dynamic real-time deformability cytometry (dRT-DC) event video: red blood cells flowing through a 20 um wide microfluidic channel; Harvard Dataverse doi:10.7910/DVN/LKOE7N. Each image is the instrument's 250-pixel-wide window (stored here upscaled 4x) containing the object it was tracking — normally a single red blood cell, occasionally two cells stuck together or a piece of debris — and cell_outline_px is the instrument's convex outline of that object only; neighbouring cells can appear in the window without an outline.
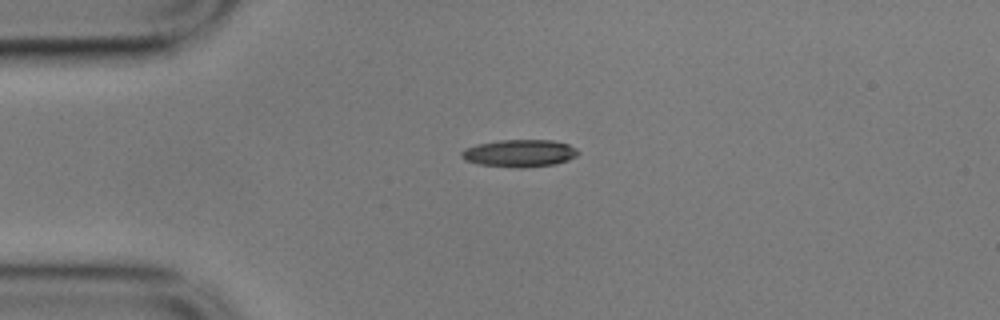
{"species": "common noctule bat (a hibernating species)", "species_latin": "Nyctalus noctula", "temperature_condition": "cold", "stored_images_in_passage": 21, "camera_frame_rate_fps": 3000, "um_per_image_px": 0.085, "animal": {"sex": "male", "body_mass_g": 17.9}, "frame": {"image": 1, "passage_image": 1, "time_ms": 0.0, "image_size_px": [1000, 320], "cell_outline_px": [[580, 152], [576, 156], [568, 160], [556, 164], [524, 168], [516, 168], [480, 164], [464, 160], [460, 156], [460, 152], [464, 148], [476, 144], [500, 140], [552, 140], [568, 144], [576, 148]], "centroid_in_image_um": [44.15, 13.03], "position_along_channel_um": 40.9, "area_um2": 18.79}}
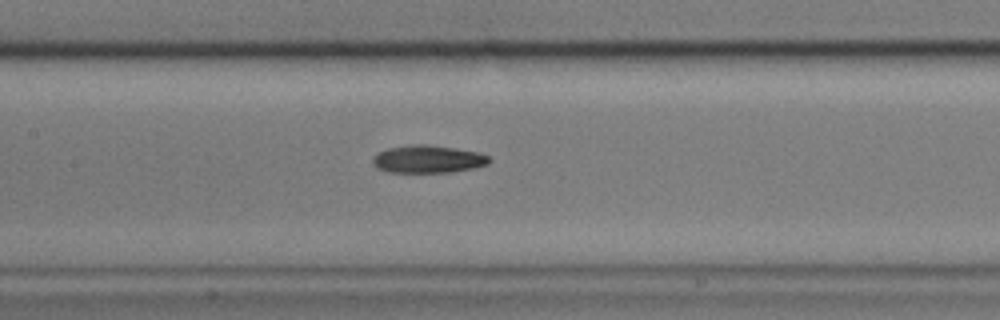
{"frame": {"image": 2, "passage_image": 14, "time_ms": 4.333, "image_size_px": [1000, 320], "cell_outline_px": [[492, 160], [488, 164], [476, 168], [452, 172], [388, 172], [376, 168], [372, 164], [372, 156], [376, 152], [388, 148], [408, 144], [428, 144], [456, 148], [480, 152], [488, 156]], "centroid_in_image_um": [36.36, 13.52], "position_along_channel_um": 171.0, "area_um2": 19.25}}
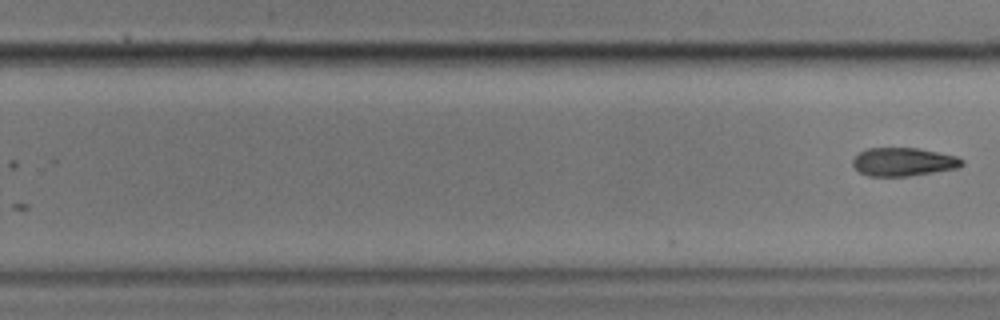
{"frame": {"image": 3, "passage_image": 21, "time_ms": 6.667, "image_size_px": [1000, 320], "cell_outline_px": [[964, 164], [960, 168], [908, 176], [868, 176], [860, 172], [852, 164], [852, 160], [860, 152], [868, 148], [916, 148], [956, 156], [964, 160]], "centroid_in_image_um": [76.81, 13.76], "position_along_channel_um": 253.0, "area_um2": 17.98}}